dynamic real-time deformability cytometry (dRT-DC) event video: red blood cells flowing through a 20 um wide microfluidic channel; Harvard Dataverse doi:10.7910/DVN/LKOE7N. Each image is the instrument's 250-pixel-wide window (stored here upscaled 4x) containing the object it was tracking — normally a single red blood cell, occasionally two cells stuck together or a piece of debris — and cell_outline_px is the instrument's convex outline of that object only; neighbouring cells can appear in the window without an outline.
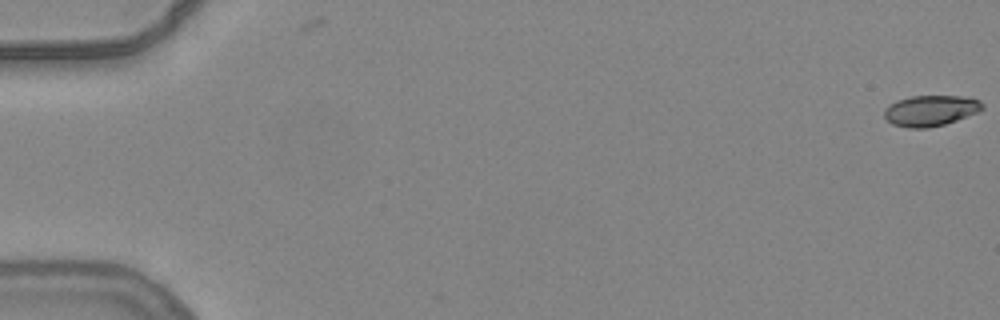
{"species": "common noctule bat (a hibernating species)", "species_latin": "Nyctalus noctula", "temperature_condition": "warm", "stored_images_in_passage": 55, "camera_frame_rate_fps": 3000, "um_per_image_px": 0.085, "animal": {"sex": "female", "body_mass_g": 24.6, "forearm_length_mm": 56.2}, "frame": {"image": 1, "passage_image": 1, "time_ms": 0.0, "image_size_px": [1000, 320], "cell_outline_px": [[984, 108], [976, 112], [956, 120], [944, 124], [928, 128], [908, 128], [892, 124], [884, 116], [884, 108], [888, 104], [896, 100], [912, 96], [964, 96], [980, 100], [984, 104]], "centroid_in_image_um": [79.07, 9.39], "position_along_channel_um": 5.9, "area_um2": 17.63}}
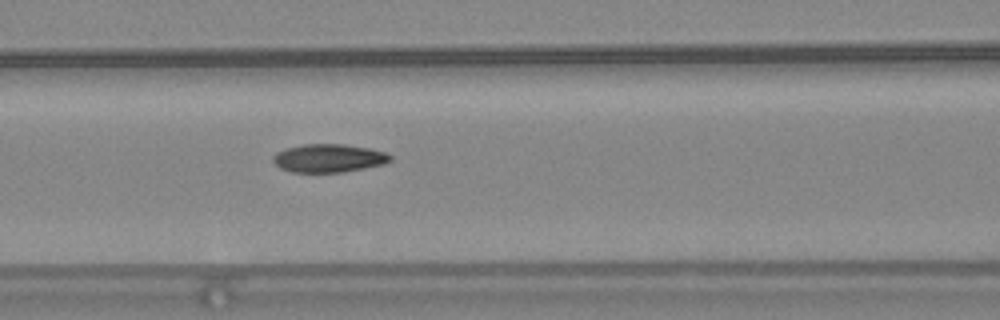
{"frame": {"image": 2, "passage_image": 25, "time_ms": 8.0, "image_size_px": [1000, 320], "cell_outline_px": [[392, 160], [384, 164], [344, 172], [292, 172], [280, 168], [272, 160], [272, 156], [276, 152], [284, 148], [304, 144], [344, 144], [368, 148], [388, 152], [392, 156]], "centroid_in_image_um": [27.94, 13.44], "position_along_channel_um": 138.7, "area_um2": 19.48}}
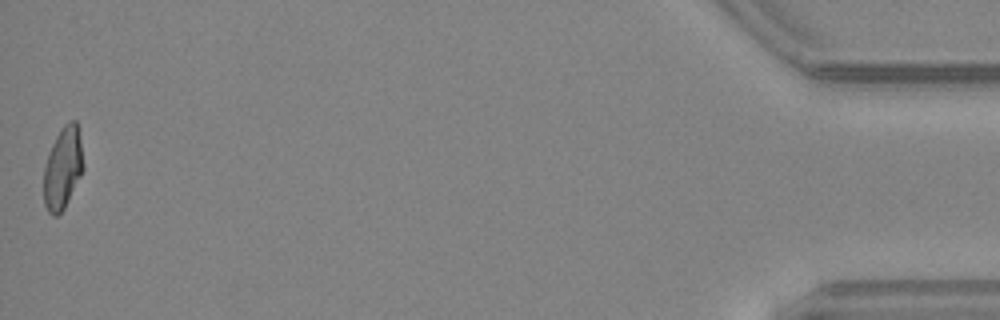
{"frame": {"image": 3, "passage_image": 55, "time_ms": 18.0, "image_size_px": [1000, 320], "cell_outline_px": [[84, 168], [64, 208], [56, 216], [52, 216], [48, 212], [44, 204], [44, 168], [48, 152], [60, 128], [64, 124], [72, 120], [76, 120], [80, 140], [84, 164]], "centroid_in_image_um": [5.33, 14.27], "position_along_channel_um": 429.9, "area_um2": 18.79}, "authors_computed_cell_mechanics": {"area_um2": 19.1318, "velocity_mm_per_s": 3.8615, "shape_relaxation_time_tau1_ms": 6.441, "shape_relaxation_time_tau2_ms": 2.2039, "deformation_change_tau1": 0.1815, "deformation_change_tau2": 0.0777}}